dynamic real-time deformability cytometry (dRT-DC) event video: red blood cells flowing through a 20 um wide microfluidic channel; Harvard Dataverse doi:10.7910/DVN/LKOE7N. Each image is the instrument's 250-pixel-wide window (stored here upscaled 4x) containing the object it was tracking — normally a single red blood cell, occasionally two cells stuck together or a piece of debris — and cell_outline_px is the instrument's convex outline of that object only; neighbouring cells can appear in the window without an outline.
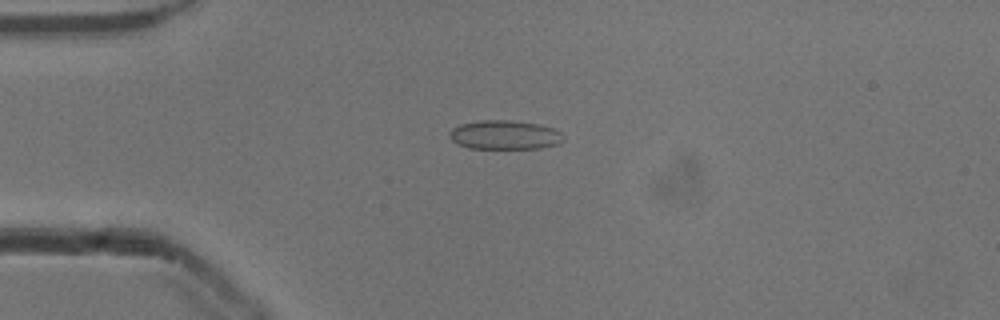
{"species": "common noctule bat (a hibernating species)", "species_latin": "Nyctalus noctula", "temperature_condition": "cold", "stored_images_in_passage": 43, "camera_frame_rate_fps": 3000, "um_per_image_px": 0.085, "animal": {"sex": "male", "body_mass_g": 13.3}, "frame": {"image": 1, "passage_image": 4, "time_ms": 1.0, "image_size_px": [1000, 320], "cell_outline_px": [[564, 140], [556, 144], [540, 148], [468, 148], [456, 144], [448, 136], [448, 132], [452, 128], [460, 124], [480, 120], [512, 120], [540, 124], [552, 128], [560, 132], [564, 136]], "centroid_in_image_um": [42.86, 11.46], "position_along_channel_um": 42.1, "area_um2": 19.42}}
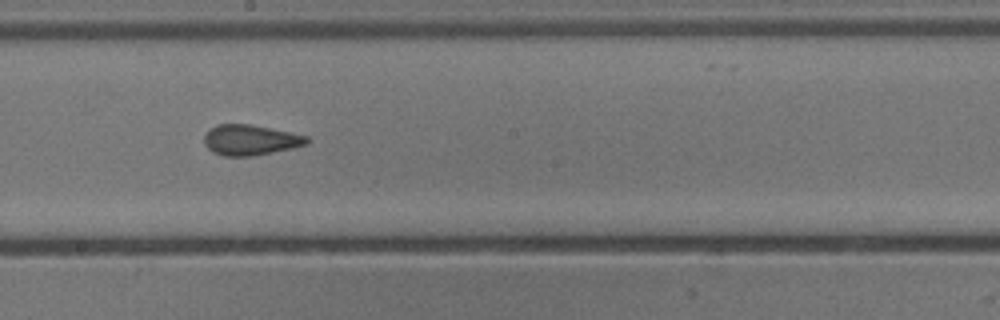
{"frame": {"image": 2, "passage_image": 20, "time_ms": 6.333, "image_size_px": [1000, 320], "cell_outline_px": [[308, 144], [292, 148], [252, 156], [224, 156], [212, 152], [204, 144], [204, 136], [216, 124], [248, 124], [308, 136]], "centroid_in_image_um": [21.26, 11.91], "position_along_channel_um": 226.9, "area_um2": 17.98}}
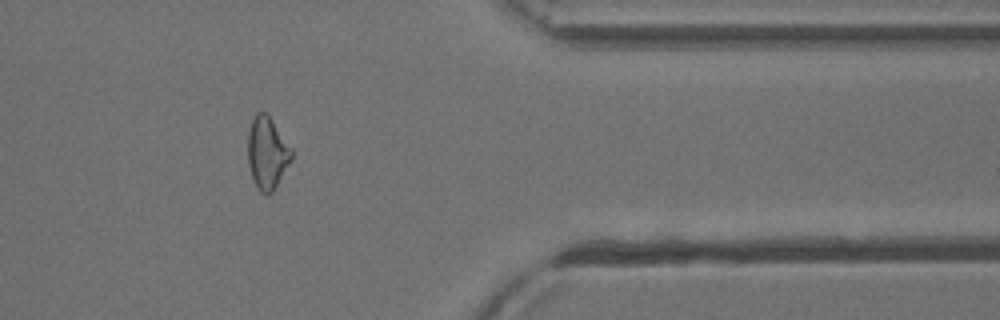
{"frame": {"image": 3, "passage_image": 34, "time_ms": 11.0, "image_size_px": [1000, 320], "cell_outline_px": [[292, 160], [272, 192], [260, 192], [252, 176], [248, 164], [248, 132], [252, 120], [256, 112], [264, 112], [272, 120], [292, 148]], "centroid_in_image_um": [22.71, 12.97], "position_along_channel_um": 388.7, "area_um2": 18.09}, "authors_computed_cell_mechanics": {"area_um2": 18.6116, "velocity_mm_per_s": 3.8971, "shape_relaxation_time_tau1_ms": null, "shape_relaxation_time_tau2_ms": 1.7049, "deformation_change_tau1": null, "deformation_change_tau2": 0.07}}